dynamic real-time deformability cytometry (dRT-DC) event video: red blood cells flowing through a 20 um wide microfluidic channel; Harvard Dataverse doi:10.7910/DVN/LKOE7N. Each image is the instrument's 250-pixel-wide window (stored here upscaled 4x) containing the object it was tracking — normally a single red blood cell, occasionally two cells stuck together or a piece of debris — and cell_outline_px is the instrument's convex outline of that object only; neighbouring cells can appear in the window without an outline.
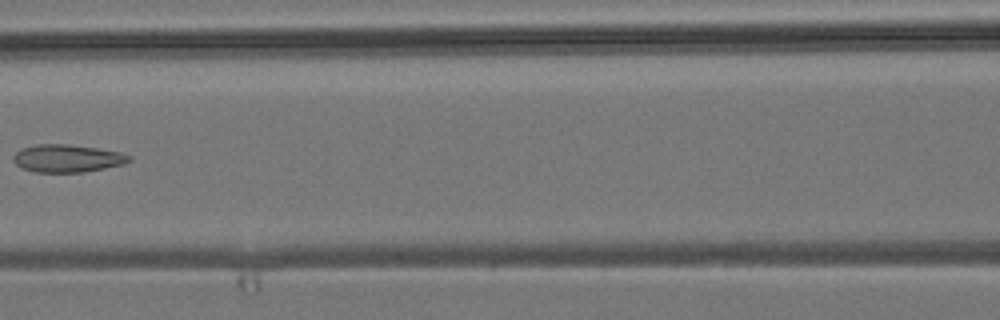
{"species": "common noctule bat (a hibernating species)", "species_latin": "Nyctalus noctula", "temperature_condition": "room temperature", "stored_images_in_passage": 4, "camera_frame_rate_fps": 3000, "um_per_image_px": 0.085, "animal": {"sex": "male", "body_mass_g": 19.2, "forearm_length_mm": 51.8}, "frame": {"image": 1, "passage_image": 4, "time_ms": 3.333, "image_size_px": [1000, 320], "cell_outline_px": [[132, 160], [124, 164], [104, 168], [80, 172], [32, 172], [16, 164], [12, 160], [12, 156], [16, 152], [24, 148], [36, 144], [68, 144], [96, 148], [120, 152], [132, 156]], "centroid_in_image_um": [5.72, 13.46], "position_along_channel_um": 160.9, "area_um2": 18.61}}